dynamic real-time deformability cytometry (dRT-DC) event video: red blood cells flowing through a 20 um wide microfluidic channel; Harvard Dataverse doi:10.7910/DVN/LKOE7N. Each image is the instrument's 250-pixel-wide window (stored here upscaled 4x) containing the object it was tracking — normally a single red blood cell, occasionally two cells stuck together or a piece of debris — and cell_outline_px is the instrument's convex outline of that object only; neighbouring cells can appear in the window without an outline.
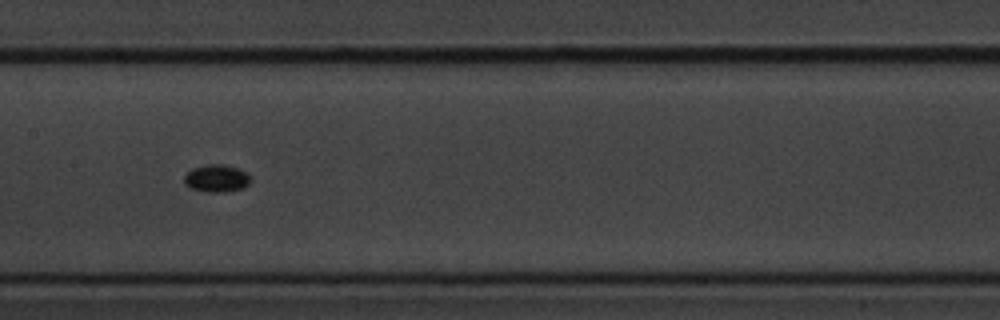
{"species": "common noctule bat (a hibernating species)", "species_latin": "Nyctalus noctula", "temperature_condition": "cold", "stored_images_in_passage": 14, "camera_frame_rate_fps": 3000, "um_per_image_px": 0.085, "animal": {"sex": "male", "body_mass_g": 20.1, "forearm_length_mm": 53.5}, "frame": {"image": 1, "passage_image": 8, "time_ms": 2.333, "image_size_px": [1000, 320], "cell_outline_px": [[248, 184], [244, 188], [224, 192], [208, 192], [192, 188], [184, 184], [184, 176], [192, 168], [208, 164], [224, 164], [248, 172]], "centroid_in_image_um": [18.39, 15.15], "position_along_channel_um": 189.0, "area_um2": 10.52}}